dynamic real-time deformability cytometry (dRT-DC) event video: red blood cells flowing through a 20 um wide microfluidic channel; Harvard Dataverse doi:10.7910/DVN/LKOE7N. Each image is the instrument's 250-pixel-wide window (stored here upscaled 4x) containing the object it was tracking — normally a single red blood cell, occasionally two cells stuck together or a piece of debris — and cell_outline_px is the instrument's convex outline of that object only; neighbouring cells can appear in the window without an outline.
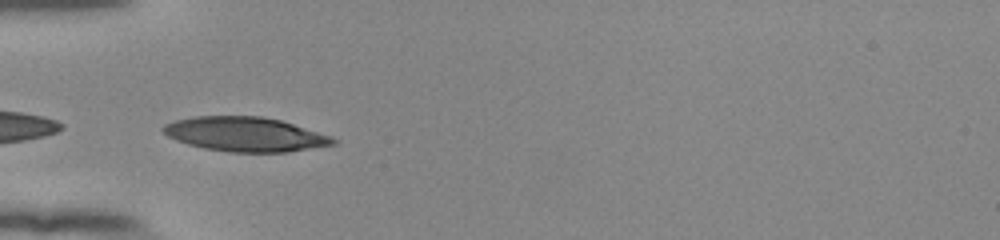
{"species": "human", "species_latin": "Homo sapiens", "temperature_condition": "room temperature", "stored_images_in_passage": 30, "camera_frame_rate_fps": 3000, "um_per_image_px": 0.085, "donor": {"sex": "female"}, "frame": {"image": 1, "passage_image": 1, "time_ms": 0.0, "image_size_px": [1000, 240], "cell_outline_px": [[340, 140], [336, 144], [288, 152], [232, 152], [204, 148], [188, 144], [176, 140], [168, 136], [160, 128], [164, 124], [176, 120], [196, 116], [260, 116], [280, 120], [332, 136]], "centroid_in_image_um": [20.86, 11.41], "position_along_channel_um": 64.1, "area_um2": 34.04}}
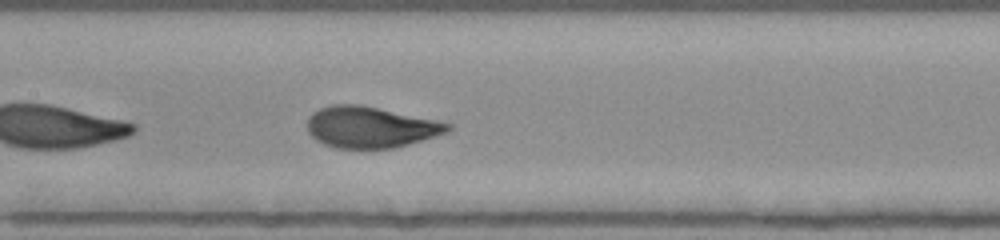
{"frame": {"image": 2, "passage_image": 10, "time_ms": 3.0, "image_size_px": [1000, 240], "cell_outline_px": [[452, 128], [448, 132], [396, 148], [336, 148], [324, 144], [316, 140], [308, 132], [308, 116], [312, 112], [320, 108], [332, 104], [360, 104], [436, 120], [452, 124]], "centroid_in_image_um": [31.48, 10.8], "position_along_channel_um": 175.9, "area_um2": 33.76}}
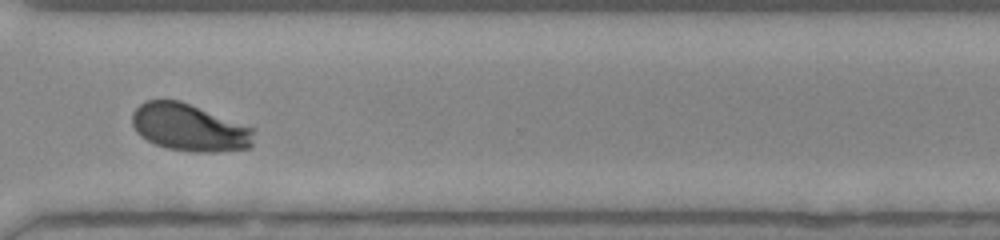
{"frame": {"image": 3, "passage_image": 24, "time_ms": 7.667, "image_size_px": [1000, 240], "cell_outline_px": [[256, 128], [252, 144], [248, 148], [212, 152], [192, 152], [168, 148], [156, 144], [140, 136], [136, 132], [132, 124], [132, 112], [144, 100], [180, 100]], "centroid_in_image_um": [16.11, 10.83], "position_along_channel_um": 354.5, "area_um2": 33.76}, "authors_computed_cell_mechanics": {"area_um2": 33.9286, "velocity_mm_per_s": 3.8232, "shape_relaxation_time_tau1_ms": 2.8713, "shape_relaxation_time_tau2_ms": null, "deformation_change_tau1": 0.1655, "deformation_change_tau2": null}}